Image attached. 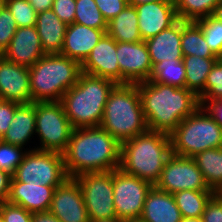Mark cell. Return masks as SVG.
I'll use <instances>...</instances> for the list:
<instances>
[{"instance_id":"obj_1","label":"cell","mask_w":222,"mask_h":222,"mask_svg":"<svg viewBox=\"0 0 222 222\" xmlns=\"http://www.w3.org/2000/svg\"><path fill=\"white\" fill-rule=\"evenodd\" d=\"M121 144L101 126L76 128L63 153L67 176L119 168Z\"/></svg>"},{"instance_id":"obj_2","label":"cell","mask_w":222,"mask_h":222,"mask_svg":"<svg viewBox=\"0 0 222 222\" xmlns=\"http://www.w3.org/2000/svg\"><path fill=\"white\" fill-rule=\"evenodd\" d=\"M149 131L170 135L199 106V98L186 87L142 81L137 83Z\"/></svg>"},{"instance_id":"obj_3","label":"cell","mask_w":222,"mask_h":222,"mask_svg":"<svg viewBox=\"0 0 222 222\" xmlns=\"http://www.w3.org/2000/svg\"><path fill=\"white\" fill-rule=\"evenodd\" d=\"M171 155L170 135L148 130L121 144L119 168L154 186Z\"/></svg>"},{"instance_id":"obj_4","label":"cell","mask_w":222,"mask_h":222,"mask_svg":"<svg viewBox=\"0 0 222 222\" xmlns=\"http://www.w3.org/2000/svg\"><path fill=\"white\" fill-rule=\"evenodd\" d=\"M116 85L112 80L80 73L77 83L60 101L74 129L100 125L108 96Z\"/></svg>"},{"instance_id":"obj_5","label":"cell","mask_w":222,"mask_h":222,"mask_svg":"<svg viewBox=\"0 0 222 222\" xmlns=\"http://www.w3.org/2000/svg\"><path fill=\"white\" fill-rule=\"evenodd\" d=\"M99 126L120 144L148 131L137 84H117L112 89Z\"/></svg>"},{"instance_id":"obj_6","label":"cell","mask_w":222,"mask_h":222,"mask_svg":"<svg viewBox=\"0 0 222 222\" xmlns=\"http://www.w3.org/2000/svg\"><path fill=\"white\" fill-rule=\"evenodd\" d=\"M81 65L60 53L45 54L29 68L31 102H56L77 83Z\"/></svg>"},{"instance_id":"obj_7","label":"cell","mask_w":222,"mask_h":222,"mask_svg":"<svg viewBox=\"0 0 222 222\" xmlns=\"http://www.w3.org/2000/svg\"><path fill=\"white\" fill-rule=\"evenodd\" d=\"M205 112V113H204ZM172 154L194 157L197 153L222 147V128L199 106L170 134Z\"/></svg>"},{"instance_id":"obj_8","label":"cell","mask_w":222,"mask_h":222,"mask_svg":"<svg viewBox=\"0 0 222 222\" xmlns=\"http://www.w3.org/2000/svg\"><path fill=\"white\" fill-rule=\"evenodd\" d=\"M67 178L63 154L34 148L26 152L11 182L59 186Z\"/></svg>"},{"instance_id":"obj_9","label":"cell","mask_w":222,"mask_h":222,"mask_svg":"<svg viewBox=\"0 0 222 222\" xmlns=\"http://www.w3.org/2000/svg\"><path fill=\"white\" fill-rule=\"evenodd\" d=\"M36 132L41 146L35 148L63 154L68 146L74 127L70 124L63 105L56 102H35Z\"/></svg>"},{"instance_id":"obj_10","label":"cell","mask_w":222,"mask_h":222,"mask_svg":"<svg viewBox=\"0 0 222 222\" xmlns=\"http://www.w3.org/2000/svg\"><path fill=\"white\" fill-rule=\"evenodd\" d=\"M77 181L90 221L116 217L113 202V171L83 173Z\"/></svg>"},{"instance_id":"obj_11","label":"cell","mask_w":222,"mask_h":222,"mask_svg":"<svg viewBox=\"0 0 222 222\" xmlns=\"http://www.w3.org/2000/svg\"><path fill=\"white\" fill-rule=\"evenodd\" d=\"M152 186L120 168L113 170V202L117 217L123 220L139 219Z\"/></svg>"},{"instance_id":"obj_12","label":"cell","mask_w":222,"mask_h":222,"mask_svg":"<svg viewBox=\"0 0 222 222\" xmlns=\"http://www.w3.org/2000/svg\"><path fill=\"white\" fill-rule=\"evenodd\" d=\"M155 186L170 194L181 190L213 191L206 184L193 158L173 154L166 161Z\"/></svg>"},{"instance_id":"obj_13","label":"cell","mask_w":222,"mask_h":222,"mask_svg":"<svg viewBox=\"0 0 222 222\" xmlns=\"http://www.w3.org/2000/svg\"><path fill=\"white\" fill-rule=\"evenodd\" d=\"M116 53L120 68V84H137L149 80L153 65L145 41H116Z\"/></svg>"},{"instance_id":"obj_14","label":"cell","mask_w":222,"mask_h":222,"mask_svg":"<svg viewBox=\"0 0 222 222\" xmlns=\"http://www.w3.org/2000/svg\"><path fill=\"white\" fill-rule=\"evenodd\" d=\"M49 212L61 222H90L81 189L70 177L55 189Z\"/></svg>"},{"instance_id":"obj_15","label":"cell","mask_w":222,"mask_h":222,"mask_svg":"<svg viewBox=\"0 0 222 222\" xmlns=\"http://www.w3.org/2000/svg\"><path fill=\"white\" fill-rule=\"evenodd\" d=\"M138 27L145 41L175 24L179 18L173 0H158L135 5Z\"/></svg>"},{"instance_id":"obj_16","label":"cell","mask_w":222,"mask_h":222,"mask_svg":"<svg viewBox=\"0 0 222 222\" xmlns=\"http://www.w3.org/2000/svg\"><path fill=\"white\" fill-rule=\"evenodd\" d=\"M81 72L103 77L112 80L116 84H120L116 40L105 33L81 64Z\"/></svg>"},{"instance_id":"obj_17","label":"cell","mask_w":222,"mask_h":222,"mask_svg":"<svg viewBox=\"0 0 222 222\" xmlns=\"http://www.w3.org/2000/svg\"><path fill=\"white\" fill-rule=\"evenodd\" d=\"M0 100L19 104L31 102L29 68L0 55Z\"/></svg>"},{"instance_id":"obj_18","label":"cell","mask_w":222,"mask_h":222,"mask_svg":"<svg viewBox=\"0 0 222 222\" xmlns=\"http://www.w3.org/2000/svg\"><path fill=\"white\" fill-rule=\"evenodd\" d=\"M45 55L36 26L17 28L2 56L20 66L30 68Z\"/></svg>"},{"instance_id":"obj_19","label":"cell","mask_w":222,"mask_h":222,"mask_svg":"<svg viewBox=\"0 0 222 222\" xmlns=\"http://www.w3.org/2000/svg\"><path fill=\"white\" fill-rule=\"evenodd\" d=\"M106 31L107 29H95L79 23L69 24L60 54L81 65Z\"/></svg>"},{"instance_id":"obj_20","label":"cell","mask_w":222,"mask_h":222,"mask_svg":"<svg viewBox=\"0 0 222 222\" xmlns=\"http://www.w3.org/2000/svg\"><path fill=\"white\" fill-rule=\"evenodd\" d=\"M57 186L11 182L8 203L23 207L31 213L49 211Z\"/></svg>"},{"instance_id":"obj_21","label":"cell","mask_w":222,"mask_h":222,"mask_svg":"<svg viewBox=\"0 0 222 222\" xmlns=\"http://www.w3.org/2000/svg\"><path fill=\"white\" fill-rule=\"evenodd\" d=\"M182 20L145 40L152 65L163 60H183L181 50Z\"/></svg>"},{"instance_id":"obj_22","label":"cell","mask_w":222,"mask_h":222,"mask_svg":"<svg viewBox=\"0 0 222 222\" xmlns=\"http://www.w3.org/2000/svg\"><path fill=\"white\" fill-rule=\"evenodd\" d=\"M181 218L173 195L152 186L146 196L140 219L144 222H180Z\"/></svg>"},{"instance_id":"obj_23","label":"cell","mask_w":222,"mask_h":222,"mask_svg":"<svg viewBox=\"0 0 222 222\" xmlns=\"http://www.w3.org/2000/svg\"><path fill=\"white\" fill-rule=\"evenodd\" d=\"M67 26L52 9L37 14L36 28L45 54L61 53Z\"/></svg>"},{"instance_id":"obj_24","label":"cell","mask_w":222,"mask_h":222,"mask_svg":"<svg viewBox=\"0 0 222 222\" xmlns=\"http://www.w3.org/2000/svg\"><path fill=\"white\" fill-rule=\"evenodd\" d=\"M35 103L19 104L15 110L10 127L2 137V141L23 147L36 132Z\"/></svg>"},{"instance_id":"obj_25","label":"cell","mask_w":222,"mask_h":222,"mask_svg":"<svg viewBox=\"0 0 222 222\" xmlns=\"http://www.w3.org/2000/svg\"><path fill=\"white\" fill-rule=\"evenodd\" d=\"M106 33L117 42H140L142 37L138 27V16L135 6L128 4L107 23Z\"/></svg>"},{"instance_id":"obj_26","label":"cell","mask_w":222,"mask_h":222,"mask_svg":"<svg viewBox=\"0 0 222 222\" xmlns=\"http://www.w3.org/2000/svg\"><path fill=\"white\" fill-rule=\"evenodd\" d=\"M218 58H202L199 56H183L185 65V87L198 98L204 94L208 73Z\"/></svg>"},{"instance_id":"obj_27","label":"cell","mask_w":222,"mask_h":222,"mask_svg":"<svg viewBox=\"0 0 222 222\" xmlns=\"http://www.w3.org/2000/svg\"><path fill=\"white\" fill-rule=\"evenodd\" d=\"M202 172L208 187L218 193L222 190V147L208 149L192 157Z\"/></svg>"},{"instance_id":"obj_28","label":"cell","mask_w":222,"mask_h":222,"mask_svg":"<svg viewBox=\"0 0 222 222\" xmlns=\"http://www.w3.org/2000/svg\"><path fill=\"white\" fill-rule=\"evenodd\" d=\"M181 50L183 56L218 58L209 48L200 25L195 21L182 20Z\"/></svg>"},{"instance_id":"obj_29","label":"cell","mask_w":222,"mask_h":222,"mask_svg":"<svg viewBox=\"0 0 222 222\" xmlns=\"http://www.w3.org/2000/svg\"><path fill=\"white\" fill-rule=\"evenodd\" d=\"M215 191L181 190L173 193L182 217H202V213Z\"/></svg>"},{"instance_id":"obj_30","label":"cell","mask_w":222,"mask_h":222,"mask_svg":"<svg viewBox=\"0 0 222 222\" xmlns=\"http://www.w3.org/2000/svg\"><path fill=\"white\" fill-rule=\"evenodd\" d=\"M149 80L176 87H185L184 62L182 60H163L155 64Z\"/></svg>"},{"instance_id":"obj_31","label":"cell","mask_w":222,"mask_h":222,"mask_svg":"<svg viewBox=\"0 0 222 222\" xmlns=\"http://www.w3.org/2000/svg\"><path fill=\"white\" fill-rule=\"evenodd\" d=\"M178 18L183 21H197L212 15L220 0H173Z\"/></svg>"},{"instance_id":"obj_32","label":"cell","mask_w":222,"mask_h":222,"mask_svg":"<svg viewBox=\"0 0 222 222\" xmlns=\"http://www.w3.org/2000/svg\"><path fill=\"white\" fill-rule=\"evenodd\" d=\"M74 23L95 29H107V21L94 0H76Z\"/></svg>"},{"instance_id":"obj_33","label":"cell","mask_w":222,"mask_h":222,"mask_svg":"<svg viewBox=\"0 0 222 222\" xmlns=\"http://www.w3.org/2000/svg\"><path fill=\"white\" fill-rule=\"evenodd\" d=\"M203 32L211 51L219 57L222 54V23L212 15L196 21Z\"/></svg>"},{"instance_id":"obj_34","label":"cell","mask_w":222,"mask_h":222,"mask_svg":"<svg viewBox=\"0 0 222 222\" xmlns=\"http://www.w3.org/2000/svg\"><path fill=\"white\" fill-rule=\"evenodd\" d=\"M222 99V62L218 59L207 75L204 94L199 98L202 107L207 101Z\"/></svg>"},{"instance_id":"obj_35","label":"cell","mask_w":222,"mask_h":222,"mask_svg":"<svg viewBox=\"0 0 222 222\" xmlns=\"http://www.w3.org/2000/svg\"><path fill=\"white\" fill-rule=\"evenodd\" d=\"M18 28L36 26L37 13L28 0H6Z\"/></svg>"},{"instance_id":"obj_36","label":"cell","mask_w":222,"mask_h":222,"mask_svg":"<svg viewBox=\"0 0 222 222\" xmlns=\"http://www.w3.org/2000/svg\"><path fill=\"white\" fill-rule=\"evenodd\" d=\"M21 151V146L0 140V169L13 176L26 154V152Z\"/></svg>"},{"instance_id":"obj_37","label":"cell","mask_w":222,"mask_h":222,"mask_svg":"<svg viewBox=\"0 0 222 222\" xmlns=\"http://www.w3.org/2000/svg\"><path fill=\"white\" fill-rule=\"evenodd\" d=\"M17 28L11 12L5 5L0 12V55L8 48Z\"/></svg>"},{"instance_id":"obj_38","label":"cell","mask_w":222,"mask_h":222,"mask_svg":"<svg viewBox=\"0 0 222 222\" xmlns=\"http://www.w3.org/2000/svg\"><path fill=\"white\" fill-rule=\"evenodd\" d=\"M32 214L23 207L0 202V216L3 222H32Z\"/></svg>"},{"instance_id":"obj_39","label":"cell","mask_w":222,"mask_h":222,"mask_svg":"<svg viewBox=\"0 0 222 222\" xmlns=\"http://www.w3.org/2000/svg\"><path fill=\"white\" fill-rule=\"evenodd\" d=\"M52 10L67 25L74 23L76 0H54Z\"/></svg>"},{"instance_id":"obj_40","label":"cell","mask_w":222,"mask_h":222,"mask_svg":"<svg viewBox=\"0 0 222 222\" xmlns=\"http://www.w3.org/2000/svg\"><path fill=\"white\" fill-rule=\"evenodd\" d=\"M107 23L128 5L127 0H94Z\"/></svg>"},{"instance_id":"obj_41","label":"cell","mask_w":222,"mask_h":222,"mask_svg":"<svg viewBox=\"0 0 222 222\" xmlns=\"http://www.w3.org/2000/svg\"><path fill=\"white\" fill-rule=\"evenodd\" d=\"M203 222H222V197L216 193L202 213Z\"/></svg>"},{"instance_id":"obj_42","label":"cell","mask_w":222,"mask_h":222,"mask_svg":"<svg viewBox=\"0 0 222 222\" xmlns=\"http://www.w3.org/2000/svg\"><path fill=\"white\" fill-rule=\"evenodd\" d=\"M19 103L0 100V140L10 127L15 110Z\"/></svg>"},{"instance_id":"obj_43","label":"cell","mask_w":222,"mask_h":222,"mask_svg":"<svg viewBox=\"0 0 222 222\" xmlns=\"http://www.w3.org/2000/svg\"><path fill=\"white\" fill-rule=\"evenodd\" d=\"M207 104H204L202 107L222 128V100L207 101Z\"/></svg>"},{"instance_id":"obj_44","label":"cell","mask_w":222,"mask_h":222,"mask_svg":"<svg viewBox=\"0 0 222 222\" xmlns=\"http://www.w3.org/2000/svg\"><path fill=\"white\" fill-rule=\"evenodd\" d=\"M12 175L0 169V202H7L10 193Z\"/></svg>"},{"instance_id":"obj_45","label":"cell","mask_w":222,"mask_h":222,"mask_svg":"<svg viewBox=\"0 0 222 222\" xmlns=\"http://www.w3.org/2000/svg\"><path fill=\"white\" fill-rule=\"evenodd\" d=\"M36 13H41L45 10L52 9L54 0H28Z\"/></svg>"},{"instance_id":"obj_46","label":"cell","mask_w":222,"mask_h":222,"mask_svg":"<svg viewBox=\"0 0 222 222\" xmlns=\"http://www.w3.org/2000/svg\"><path fill=\"white\" fill-rule=\"evenodd\" d=\"M32 222H61L49 211L47 212H38L32 214Z\"/></svg>"},{"instance_id":"obj_47","label":"cell","mask_w":222,"mask_h":222,"mask_svg":"<svg viewBox=\"0 0 222 222\" xmlns=\"http://www.w3.org/2000/svg\"><path fill=\"white\" fill-rule=\"evenodd\" d=\"M212 16L222 23V1H220L216 5V7L214 8V11L212 13Z\"/></svg>"},{"instance_id":"obj_48","label":"cell","mask_w":222,"mask_h":222,"mask_svg":"<svg viewBox=\"0 0 222 222\" xmlns=\"http://www.w3.org/2000/svg\"><path fill=\"white\" fill-rule=\"evenodd\" d=\"M90 222H124V220L116 216V217H111V218H102L98 220H93Z\"/></svg>"},{"instance_id":"obj_49","label":"cell","mask_w":222,"mask_h":222,"mask_svg":"<svg viewBox=\"0 0 222 222\" xmlns=\"http://www.w3.org/2000/svg\"><path fill=\"white\" fill-rule=\"evenodd\" d=\"M127 1H128V4L135 6L138 4H145V3H149V2H155L158 0H127Z\"/></svg>"},{"instance_id":"obj_50","label":"cell","mask_w":222,"mask_h":222,"mask_svg":"<svg viewBox=\"0 0 222 222\" xmlns=\"http://www.w3.org/2000/svg\"><path fill=\"white\" fill-rule=\"evenodd\" d=\"M180 222H203L201 217H182Z\"/></svg>"},{"instance_id":"obj_51","label":"cell","mask_w":222,"mask_h":222,"mask_svg":"<svg viewBox=\"0 0 222 222\" xmlns=\"http://www.w3.org/2000/svg\"><path fill=\"white\" fill-rule=\"evenodd\" d=\"M5 5H6V0H0V12L5 7Z\"/></svg>"},{"instance_id":"obj_52","label":"cell","mask_w":222,"mask_h":222,"mask_svg":"<svg viewBox=\"0 0 222 222\" xmlns=\"http://www.w3.org/2000/svg\"><path fill=\"white\" fill-rule=\"evenodd\" d=\"M124 222H144V221L139 218V219L124 220Z\"/></svg>"},{"instance_id":"obj_53","label":"cell","mask_w":222,"mask_h":222,"mask_svg":"<svg viewBox=\"0 0 222 222\" xmlns=\"http://www.w3.org/2000/svg\"><path fill=\"white\" fill-rule=\"evenodd\" d=\"M218 59L222 62V54L218 57Z\"/></svg>"},{"instance_id":"obj_54","label":"cell","mask_w":222,"mask_h":222,"mask_svg":"<svg viewBox=\"0 0 222 222\" xmlns=\"http://www.w3.org/2000/svg\"><path fill=\"white\" fill-rule=\"evenodd\" d=\"M218 194H219L220 196H222V190H221V191H219V192H218Z\"/></svg>"}]
</instances>
